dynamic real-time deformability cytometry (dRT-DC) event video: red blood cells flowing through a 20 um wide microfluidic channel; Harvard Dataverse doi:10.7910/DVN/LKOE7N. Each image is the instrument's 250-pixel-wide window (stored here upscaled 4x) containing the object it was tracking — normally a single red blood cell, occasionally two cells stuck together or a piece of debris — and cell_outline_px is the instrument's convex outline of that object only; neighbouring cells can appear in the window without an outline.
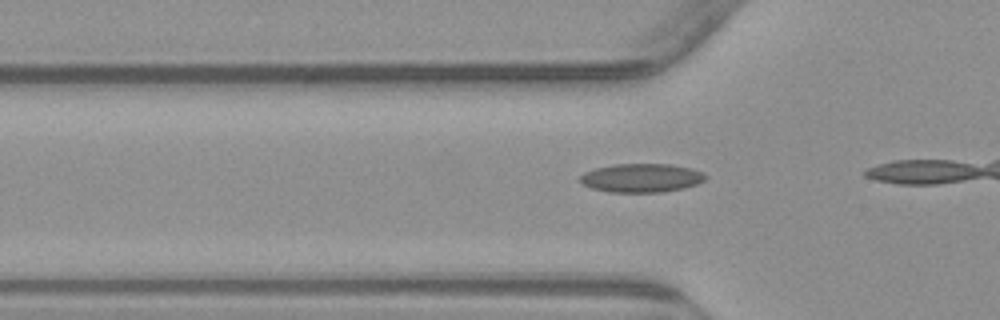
{"species": "common noctule bat (a hibernating species)", "species_latin": "Nyctalus noctula", "temperature_condition": "warm", "stored_images_in_passage": 12, "camera_frame_rate_fps": 3000, "um_per_image_px": 0.085, "animal": {"sex": "male", "body_mass_g": 23.1, "forearm_length_mm": 52.7}, "frame": {"image": 1, "passage_image": 10, "time_ms": 3.0, "image_size_px": [1000, 320], "cell_outline_px": [[708, 176], [704, 180], [696, 184], [684, 188], [660, 192], [608, 192], [592, 188], [584, 184], [580, 180], [580, 176], [584, 172], [596, 168], [616, 164], [668, 164], [692, 168], [704, 172]], "centroid_in_image_um": [54.55, 15.12], "position_along_channel_um": 71.2, "area_um2": 20.92}}